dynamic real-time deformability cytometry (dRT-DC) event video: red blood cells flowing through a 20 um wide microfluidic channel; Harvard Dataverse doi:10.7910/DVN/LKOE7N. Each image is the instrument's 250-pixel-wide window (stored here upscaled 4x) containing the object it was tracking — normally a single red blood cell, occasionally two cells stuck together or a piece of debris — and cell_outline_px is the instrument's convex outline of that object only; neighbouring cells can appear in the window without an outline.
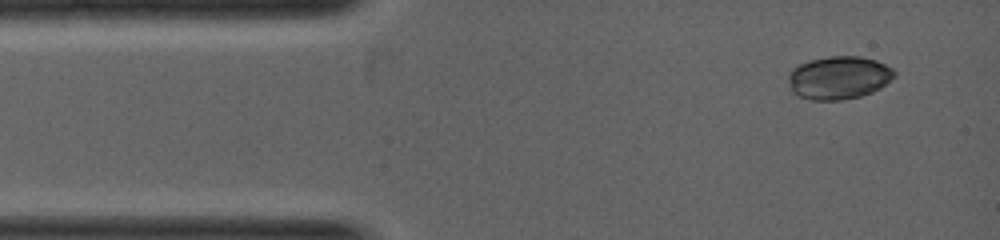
{"species": "common noctule bat (a hibernating species)", "species_latin": "Nyctalus noctula", "temperature_condition": "warm", "stored_images_in_passage": 3, "camera_frame_rate_fps": 5000, "um_per_image_px": 0.085, "animal": {"sex": "female", "body_mass_g": 19.0, "forearm_length_mm": 53.3}, "frame": {"image": 1, "passage_image": 1, "time_ms": 0.0, "image_size_px": [1000, 240], "cell_outline_px": [[896, 76], [880, 88], [872, 92], [860, 96], [840, 100], [812, 100], [800, 96], [792, 92], [788, 80], [788, 72], [792, 68], [808, 60], [828, 56], [860, 56], [876, 60], [892, 68], [896, 72]], "centroid_in_image_um": [71.29, 6.59], "position_along_channel_um": 13.7, "area_um2": 26.76}}
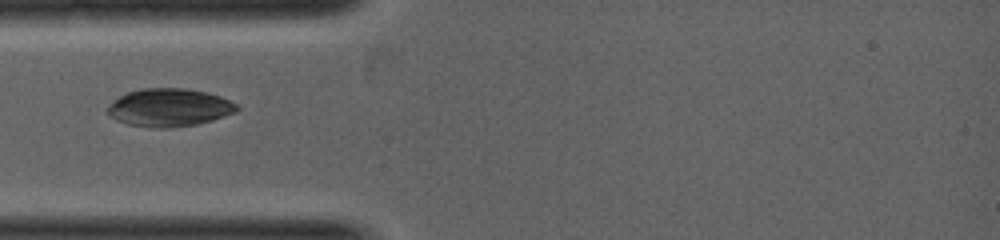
{"frame": {"image": 2, "passage_image": 3, "time_ms": 1.4, "image_size_px": [1000, 240], "cell_outline_px": [[240, 108], [236, 112], [212, 120], [196, 124], [172, 128], [148, 128], [128, 124], [116, 120], [108, 116], [104, 108], [108, 104], [120, 96], [128, 92], [140, 88], [184, 88], [208, 92], [220, 96], [236, 104]], "centroid_in_image_um": [14.33, 9.15], "position_along_channel_um": 70.7, "area_um2": 28.96}}